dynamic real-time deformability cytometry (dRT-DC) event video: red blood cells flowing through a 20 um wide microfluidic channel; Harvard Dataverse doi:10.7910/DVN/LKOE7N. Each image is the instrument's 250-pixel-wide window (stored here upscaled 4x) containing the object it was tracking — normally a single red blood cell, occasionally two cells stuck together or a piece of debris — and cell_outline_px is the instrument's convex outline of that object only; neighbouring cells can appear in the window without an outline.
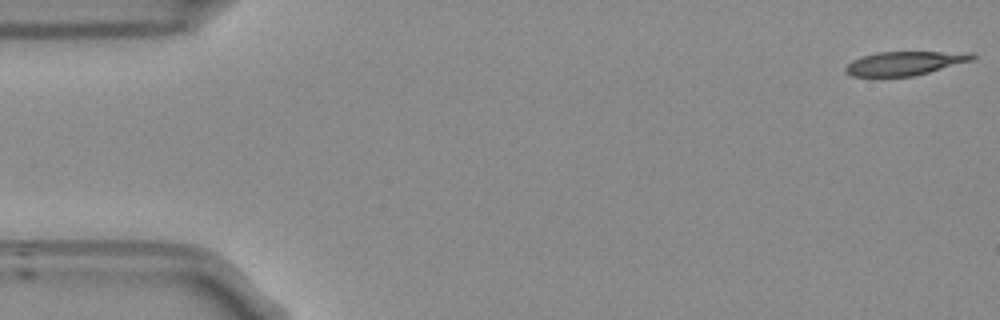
{"species": "Egyptian fruit bat (a non-hibernating species)", "species_latin": "Rousettus aegyptiacus", "temperature_condition": "room temperature", "stored_images_in_passage": 50, "camera_frame_rate_fps": 3000, "um_per_image_px": 0.085, "frame": {"image": 1, "passage_image": 1, "time_ms": 0.0, "image_size_px": [1000, 320], "cell_outline_px": [[976, 56], [972, 60], [928, 72], [912, 76], [852, 76], [844, 72], [844, 68], [852, 60], [876, 52], [972, 52]], "centroid_in_image_um": [76.88, 5.37], "position_along_channel_um": 8.1, "area_um2": 17.4}}
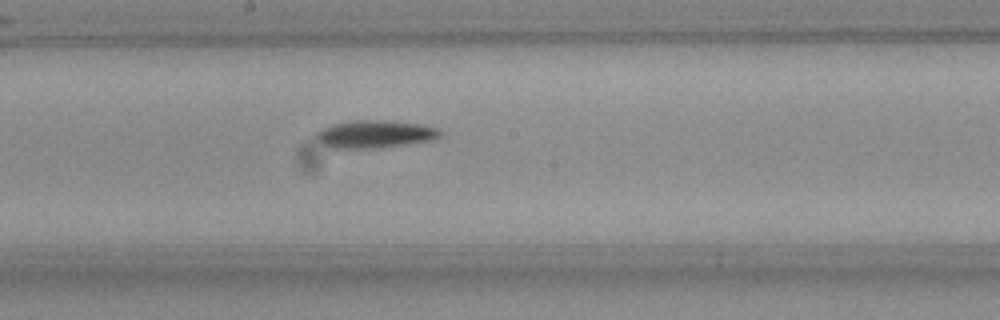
{"frame": {"image": 2, "passage_image": 28, "time_ms": 9.0, "image_size_px": [1000, 320], "cell_outline_px": [[444, 132], [440, 136], [432, 140], [408, 144], [380, 148], [332, 148], [324, 144], [316, 136], [316, 132], [332, 124], [356, 120], [388, 120], [420, 124], [440, 128]], "centroid_in_image_um": [31.95, 11.39], "position_along_channel_um": 216.3, "area_um2": 20.0}}
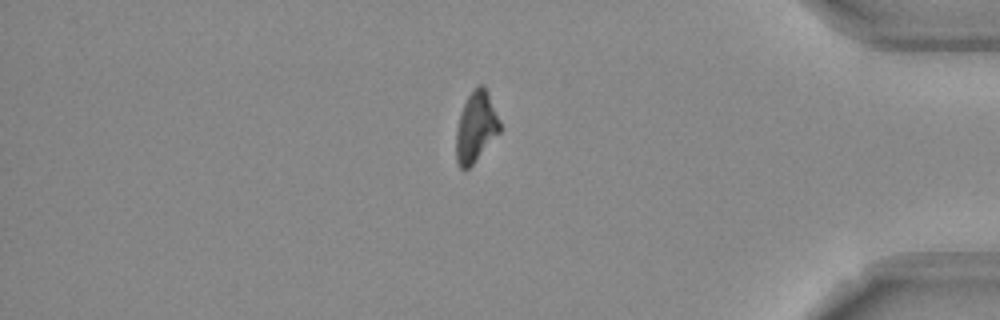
{"frame": {"image": 3, "passage_image": 45, "time_ms": 14.667, "image_size_px": [1000, 320], "cell_outline_px": [[500, 132], [472, 164], [464, 172], [460, 168], [456, 160], [456, 128], [460, 112], [468, 96], [480, 84], [484, 84], [488, 92], [500, 120]], "centroid_in_image_um": [40.44, 10.8], "position_along_channel_um": 394.8, "area_um2": 17.86}, "authors_computed_cell_mechanics": {"area_um2": 19.1318, "velocity_mm_per_s": 3.7424, "shape_relaxation_time_tau1_ms": 8.4174, "shape_relaxation_time_tau2_ms": null, "deformation_change_tau1": 0.2066, "deformation_change_tau2": null}}